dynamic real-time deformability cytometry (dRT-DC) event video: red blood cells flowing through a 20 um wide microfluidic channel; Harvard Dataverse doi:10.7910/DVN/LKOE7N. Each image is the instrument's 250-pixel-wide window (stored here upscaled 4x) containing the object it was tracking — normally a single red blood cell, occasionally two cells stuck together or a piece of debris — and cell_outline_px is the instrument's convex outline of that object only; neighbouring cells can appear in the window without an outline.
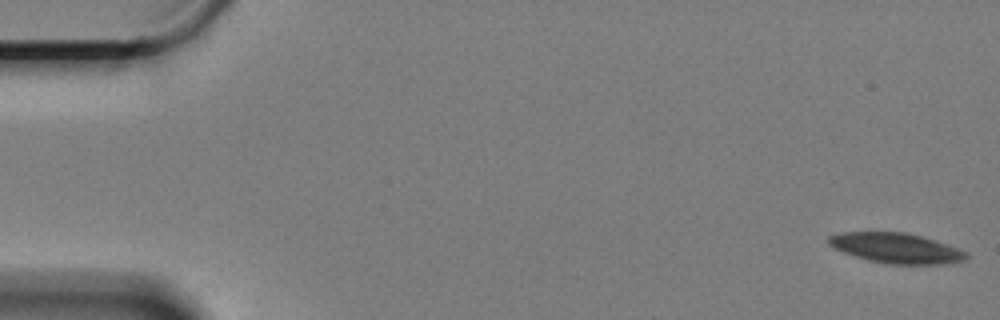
{"species": "Egyptian fruit bat (a non-hibernating species)", "species_latin": "Rousettus aegyptiacus", "temperature_condition": "cold", "stored_images_in_passage": 5, "camera_frame_rate_fps": 3000, "um_per_image_px": 0.085, "animal": {"sex": "female"}, "frame": {"image": 1, "passage_image": 1, "time_ms": 0.0, "image_size_px": [1000, 320], "cell_outline_px": [[968, 256], [964, 260], [940, 264], [892, 264], [868, 260], [844, 252], [828, 244], [828, 236], [840, 232], [904, 232], [920, 236], [968, 252]], "centroid_in_image_um": [76.14, 21.08], "position_along_channel_um": 8.9, "area_um2": 23.7}}